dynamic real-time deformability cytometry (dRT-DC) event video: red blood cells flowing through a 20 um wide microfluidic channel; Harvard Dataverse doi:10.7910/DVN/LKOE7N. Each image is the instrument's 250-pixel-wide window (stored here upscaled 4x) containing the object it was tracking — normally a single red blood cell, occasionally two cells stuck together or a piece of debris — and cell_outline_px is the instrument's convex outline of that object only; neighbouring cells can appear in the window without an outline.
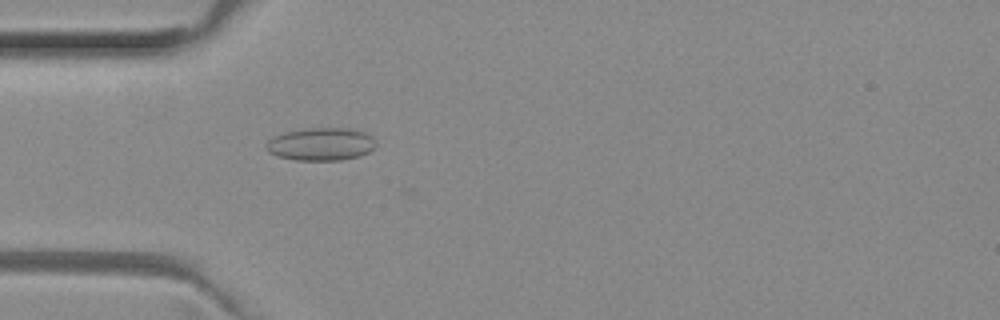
{"species": "common noctule bat (a hibernating species)", "species_latin": "Nyctalus noctula", "temperature_condition": "room temperature", "stored_images_in_passage": 25, "camera_frame_rate_fps": 3000, "um_per_image_px": 0.085, "animal": {"sex": "female", "body_mass_g": 29.2, "forearm_length_mm": 56.3}, "frame": {"image": 1, "passage_image": 2, "time_ms": 0.333, "image_size_px": [1000, 320], "cell_outline_px": [[376, 144], [368, 152], [360, 156], [340, 160], [296, 160], [276, 156], [268, 152], [268, 140], [272, 136], [284, 132], [308, 128], [352, 128], [364, 132], [372, 136], [376, 140]], "centroid_in_image_um": [27.29, 12.24], "position_along_channel_um": 57.7, "area_um2": 21.04}}
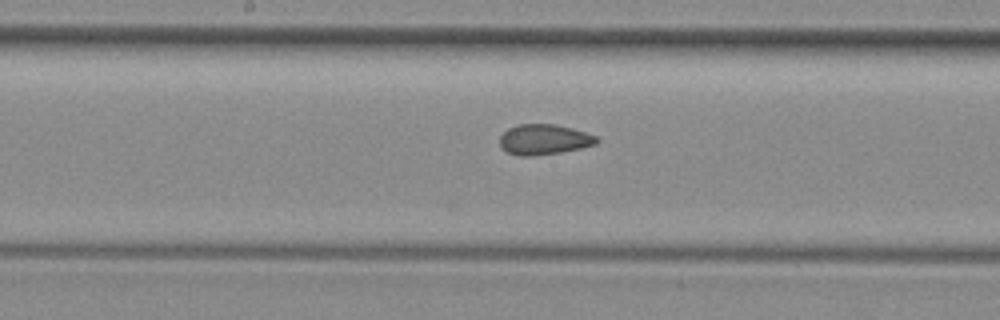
{"frame": {"image": 2, "passage_image": 13, "time_ms": 4.0, "image_size_px": [1000, 320], "cell_outline_px": [[600, 140], [596, 144], [580, 148], [560, 152], [532, 156], [520, 156], [508, 152], [500, 148], [500, 136], [508, 128], [516, 124], [556, 124], [572, 128], [596, 136]], "centroid_in_image_um": [46.22, 11.85], "position_along_channel_um": 202.0, "area_um2": 17.17}}
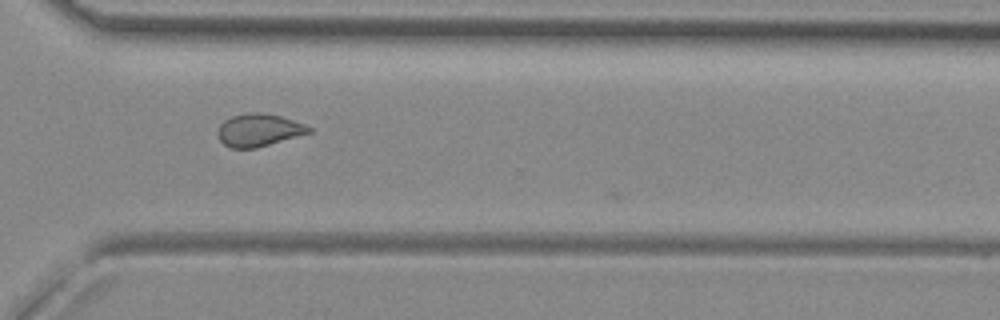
{"frame": {"image": 3, "passage_image": 24, "time_ms": 7.667, "image_size_px": [1000, 320], "cell_outline_px": [[312, 132], [256, 148], [232, 148], [224, 144], [220, 140], [216, 132], [220, 124], [224, 120], [232, 116], [248, 112], [260, 112], [280, 116], [304, 124], [312, 128]], "centroid_in_image_um": [21.97, 11.05], "position_along_channel_um": 348.6, "area_um2": 17.28}}